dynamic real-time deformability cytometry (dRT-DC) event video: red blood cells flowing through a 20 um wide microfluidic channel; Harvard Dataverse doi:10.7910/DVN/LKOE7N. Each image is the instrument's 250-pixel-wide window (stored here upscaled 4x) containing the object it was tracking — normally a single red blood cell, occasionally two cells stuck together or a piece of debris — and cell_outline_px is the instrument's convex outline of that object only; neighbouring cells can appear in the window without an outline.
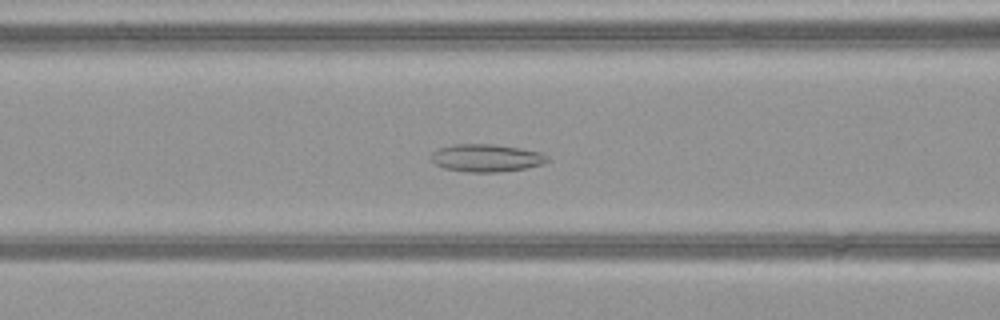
{"species": "common noctule bat (a hibernating species)", "species_latin": "Nyctalus noctula", "temperature_condition": "warm", "stored_images_in_passage": 49, "camera_frame_rate_fps": 3000, "um_per_image_px": 0.085, "animal": {"sex": "female", "body_mass_g": 21.9}, "frame": {"image": 1, "passage_image": 20, "time_ms": 6.333, "image_size_px": [1000, 320], "cell_outline_px": [[548, 160], [544, 164], [524, 168], [496, 172], [468, 172], [444, 168], [436, 164], [432, 160], [432, 152], [440, 148], [452, 144], [492, 144], [520, 148], [540, 152], [548, 156]], "centroid_in_image_um": [41.34, 13.42], "position_along_channel_um": 125.3, "area_um2": 18.55}}
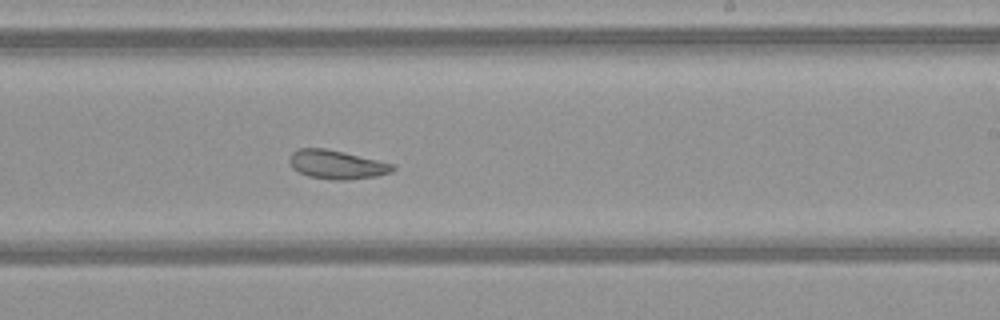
{"frame": {"image": 2, "passage_image": 30, "time_ms": 9.667, "image_size_px": [1000, 320], "cell_outline_px": [[396, 168], [392, 172], [376, 176], [348, 180], [336, 180], [308, 176], [292, 168], [288, 160], [292, 152], [296, 148], [324, 148], [344, 152], [392, 164]], "centroid_in_image_um": [28.59, 13.98], "position_along_channel_um": 260.4, "area_um2": 17.22}}
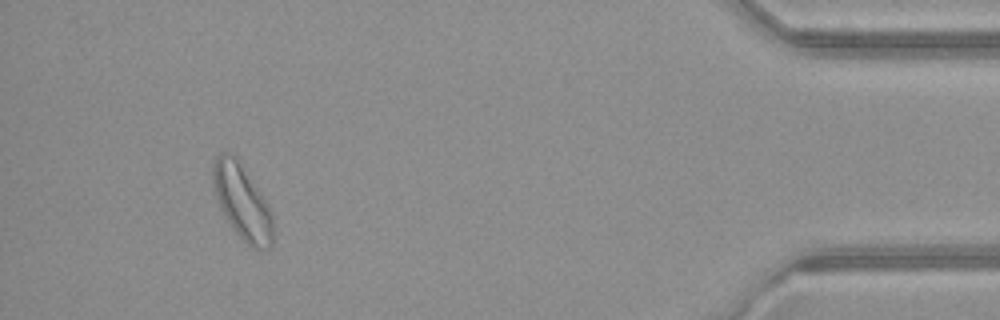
{"frame": {"image": 3, "passage_image": 46, "time_ms": 15.0, "image_size_px": [1000, 320], "cell_outline_px": [[276, 232], [272, 244], [268, 248], [260, 252], [252, 248], [236, 232], [228, 220], [212, 188], [212, 168], [216, 156], [220, 152], [228, 152], [236, 160], [264, 196], [268, 204], [272, 216]], "centroid_in_image_um": [20.63, 17.23], "position_along_channel_um": 414.6, "area_um2": 26.01}}